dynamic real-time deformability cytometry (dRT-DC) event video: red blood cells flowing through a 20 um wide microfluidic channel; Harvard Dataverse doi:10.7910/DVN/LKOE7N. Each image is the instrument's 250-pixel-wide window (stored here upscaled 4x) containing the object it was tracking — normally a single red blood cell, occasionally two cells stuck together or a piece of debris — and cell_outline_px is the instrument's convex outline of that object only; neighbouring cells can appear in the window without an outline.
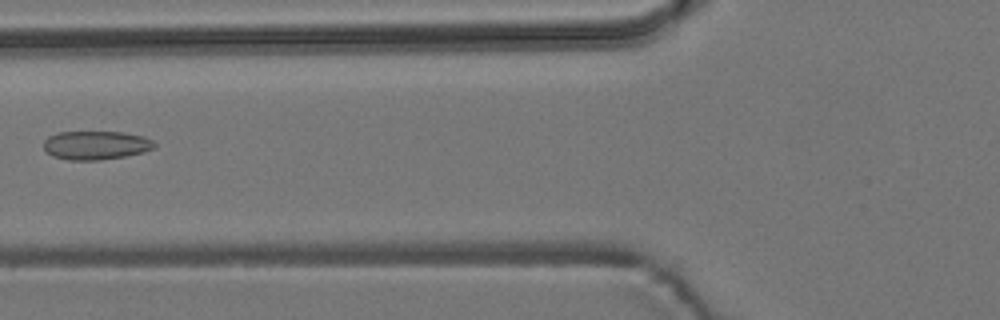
{"species": "common noctule bat (a hibernating species)", "species_latin": "Nyctalus noctula", "temperature_condition": "room temperature", "stored_images_in_passage": 4, "camera_frame_rate_fps": 3000, "um_per_image_px": 0.085, "animal": {"sex": "male", "body_mass_g": 19.2, "forearm_length_mm": 51.8}, "frame": {"image": 1, "passage_image": 4, "time_ms": 5.667, "image_size_px": [1000, 320], "cell_outline_px": [[156, 148], [144, 152], [124, 156], [100, 160], [68, 160], [52, 156], [44, 148], [44, 140], [48, 136], [60, 132], [124, 132], [144, 136], [152, 140], [156, 144]], "centroid_in_image_um": [8.18, 12.34], "position_along_channel_um": 117.6, "area_um2": 18.61}}